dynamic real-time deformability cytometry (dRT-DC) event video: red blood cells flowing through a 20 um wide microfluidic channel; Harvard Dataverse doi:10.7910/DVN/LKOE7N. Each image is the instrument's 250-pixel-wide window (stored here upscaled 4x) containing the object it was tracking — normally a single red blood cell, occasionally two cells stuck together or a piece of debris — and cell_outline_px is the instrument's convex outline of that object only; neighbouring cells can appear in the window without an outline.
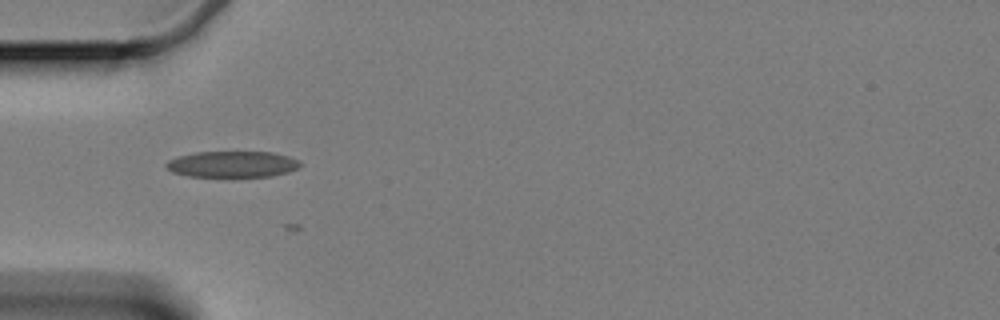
{"species": "Egyptian fruit bat (a non-hibernating species)", "species_latin": "Rousettus aegyptiacus", "temperature_condition": "cold", "stored_images_in_passage": 17, "camera_frame_rate_fps": 3000, "um_per_image_px": 0.085, "animal": {"sex": "female"}, "frame": {"image": 1, "passage_image": 6, "time_ms": 1.667, "image_size_px": [1000, 320], "cell_outline_px": [[300, 164], [296, 168], [288, 172], [272, 176], [188, 176], [172, 172], [164, 164], [168, 160], [180, 156], [196, 152], [272, 152], [288, 156], [300, 160]], "centroid_in_image_um": [19.75, 13.95], "position_along_channel_um": 65.3, "area_um2": 20.23}}
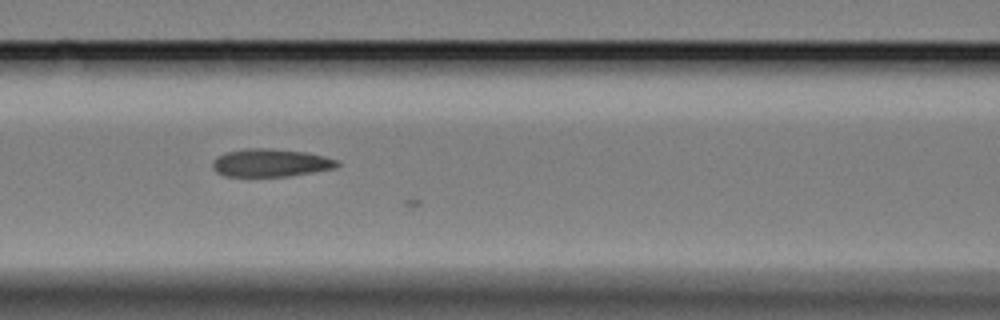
{"frame": {"image": 2, "passage_image": 13, "time_ms": 4.0, "image_size_px": [1000, 320], "cell_outline_px": [[340, 164], [336, 168], [288, 176], [224, 176], [216, 172], [212, 164], [220, 156], [228, 152], [244, 148], [268, 148], [304, 152], [324, 156], [336, 160]], "centroid_in_image_um": [23.02, 13.84], "position_along_channel_um": 143.6, "area_um2": 19.94}}
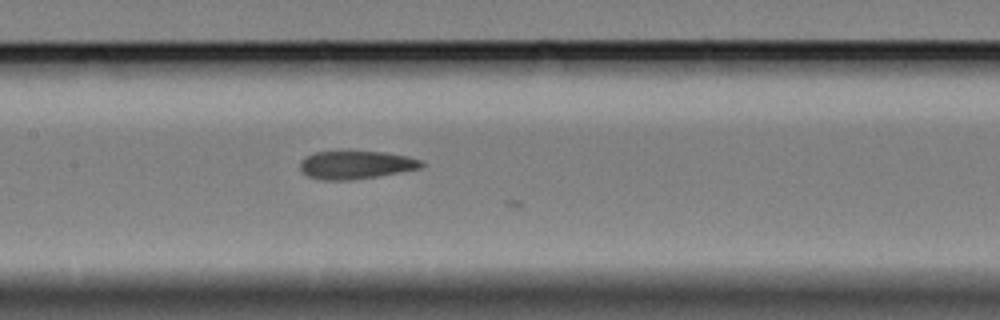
{"frame": {"image": 3, "passage_image": 16, "time_ms": 5.0, "image_size_px": [1000, 320], "cell_outline_px": [[424, 164], [420, 168], [376, 176], [352, 180], [320, 180], [308, 176], [300, 168], [300, 164], [308, 156], [316, 152], [340, 148], [380, 152], [408, 156], [424, 160]], "centroid_in_image_um": [30.24, 13.97], "position_along_channel_um": 177.2, "area_um2": 20.4}}